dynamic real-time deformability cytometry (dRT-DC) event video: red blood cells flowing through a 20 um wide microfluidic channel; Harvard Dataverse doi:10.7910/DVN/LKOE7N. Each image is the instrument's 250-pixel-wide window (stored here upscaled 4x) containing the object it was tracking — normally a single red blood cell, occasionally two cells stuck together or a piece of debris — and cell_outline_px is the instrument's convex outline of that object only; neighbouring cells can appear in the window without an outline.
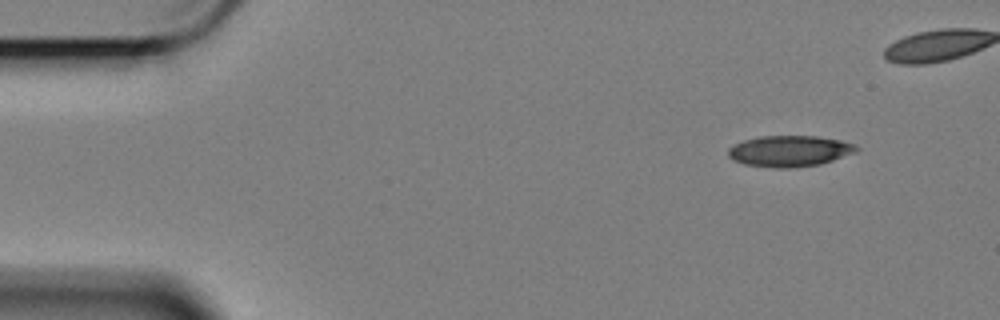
{"species": "Egyptian fruit bat (a non-hibernating species)", "species_latin": "Rousettus aegyptiacus", "temperature_condition": "cold", "stored_images_in_passage": 46, "camera_frame_rate_fps": 3000, "um_per_image_px": 0.085, "animal": {"sex": "female"}, "frame": {"image": 1, "passage_image": 1, "time_ms": 0.0, "image_size_px": [1000, 320], "cell_outline_px": [[860, 148], [856, 152], [820, 164], [792, 168], [772, 168], [744, 164], [732, 160], [728, 156], [728, 148], [744, 140], [760, 136], [816, 136], [840, 140], [856, 144]], "centroid_in_image_um": [67.11, 12.84], "position_along_channel_um": 17.9, "area_um2": 23.29}}
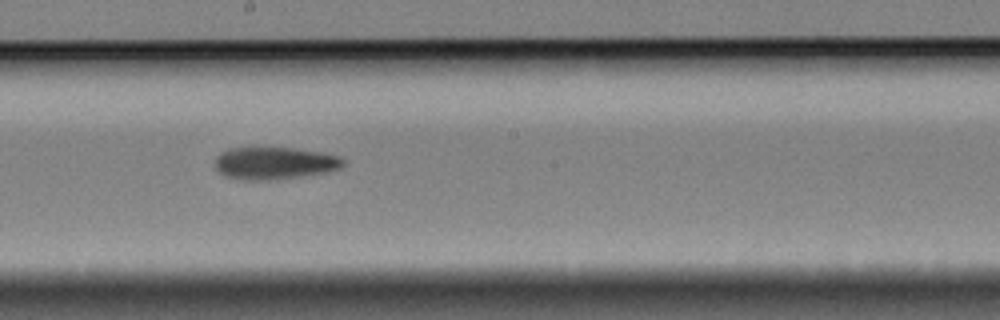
{"frame": {"image": 2, "passage_image": 27, "time_ms": 8.667, "image_size_px": [1000, 320], "cell_outline_px": [[344, 164], [340, 168], [328, 172], [300, 176], [268, 180], [240, 180], [224, 176], [216, 168], [216, 156], [220, 152], [228, 148], [252, 144], [292, 148], [324, 152], [340, 156], [344, 160]], "centroid_in_image_um": [23.28, 13.81], "position_along_channel_um": 224.9, "area_um2": 25.14}}
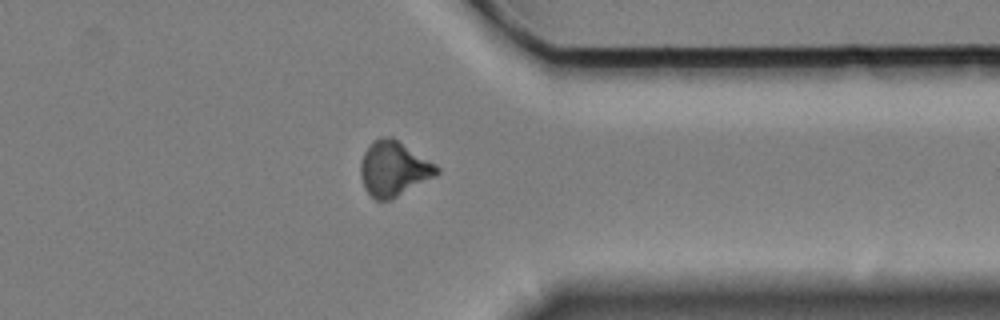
{"frame": {"image": 3, "passage_image": 41, "time_ms": 13.333, "image_size_px": [1000, 320], "cell_outline_px": [[440, 172], [396, 196], [388, 200], [376, 200], [364, 188], [360, 176], [360, 160], [364, 152], [372, 140], [380, 136], [392, 136], [436, 164], [440, 168]], "centroid_in_image_um": [33.42, 14.29], "position_along_channel_um": 378.0, "area_um2": 24.16}}